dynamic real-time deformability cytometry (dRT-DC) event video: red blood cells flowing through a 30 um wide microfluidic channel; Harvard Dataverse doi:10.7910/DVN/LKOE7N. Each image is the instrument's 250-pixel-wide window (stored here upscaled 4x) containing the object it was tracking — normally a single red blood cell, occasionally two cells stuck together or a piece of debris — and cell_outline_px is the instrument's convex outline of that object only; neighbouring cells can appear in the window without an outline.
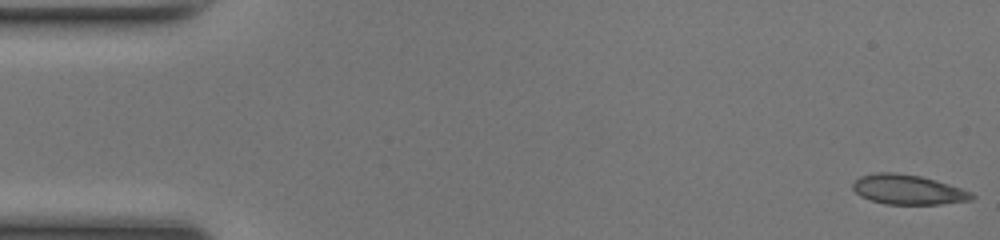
{"species": "common noctule bat (a hibernating species)", "species_latin": "Nyctalus noctula", "temperature_condition": "room temperature", "stored_images_in_passage": 50, "camera_frame_rate_fps": 3000, "um_per_image_px": 0.085, "animal": {"sex": "female", "body_mass_g": 17.0, "forearm_length_mm": 48.0}, "frame": {"image": 1, "passage_image": 1, "time_ms": 0.0, "image_size_px": [1000, 240], "cell_outline_px": [[976, 196], [972, 200], [940, 204], [884, 204], [860, 196], [852, 188], [852, 184], [860, 176], [876, 172], [896, 172], [920, 176], [936, 180], [972, 192]], "centroid_in_image_um": [77.18, 16.11], "position_along_channel_um": 7.8, "area_um2": 20.63}}
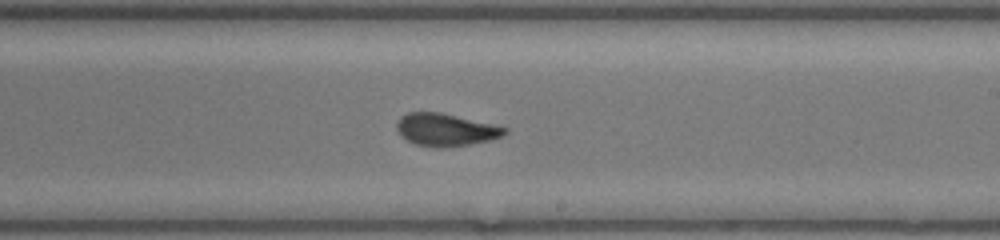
{"frame": {"image": 2, "passage_image": 29, "time_ms": 9.333, "image_size_px": [1000, 240], "cell_outline_px": [[508, 132], [492, 140], [468, 144], [440, 148], [416, 144], [400, 136], [396, 128], [396, 124], [400, 116], [408, 112], [440, 112], [492, 124], [508, 128]], "centroid_in_image_um": [37.85, 11.02], "position_along_channel_um": 251.1, "area_um2": 20.35}}
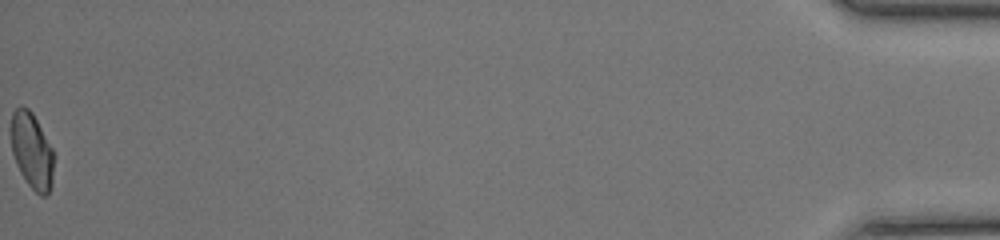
{"frame": {"image": 3, "passage_image": 50, "time_ms": 16.333, "image_size_px": [1000, 240], "cell_outline_px": [[52, 184], [48, 192], [44, 196], [40, 196], [28, 184], [20, 172], [16, 164], [12, 152], [12, 112], [20, 104], [28, 108], [32, 112], [52, 148]], "centroid_in_image_um": [2.69, 12.8], "position_along_channel_um": 432.5, "area_um2": 18.55}, "authors_computed_cell_mechanics": {"area_um2": 20.3456, "velocity_mm_per_s": 4.1745, "shape_relaxation_time_tau1_ms": 6.9188, "shape_relaxation_time_tau2_ms": 1.0296, "deformation_change_tau1": 0.1897, "deformation_change_tau2": 0.0726}}